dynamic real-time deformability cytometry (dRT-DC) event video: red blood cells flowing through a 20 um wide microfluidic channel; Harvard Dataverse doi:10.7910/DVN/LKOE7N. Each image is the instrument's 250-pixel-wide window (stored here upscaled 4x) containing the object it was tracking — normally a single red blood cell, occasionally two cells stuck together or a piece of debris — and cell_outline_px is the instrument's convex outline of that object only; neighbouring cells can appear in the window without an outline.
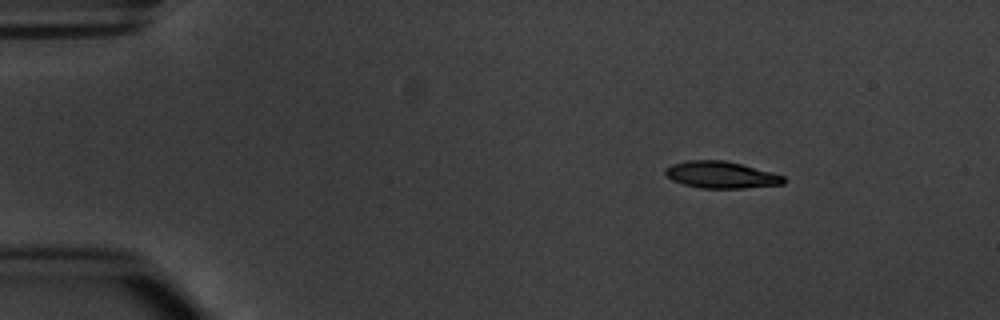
{"species": "common noctule bat (a hibernating species)", "species_latin": "Nyctalus noctula", "temperature_condition": "warm", "stored_images_in_passage": 4, "segment_of_instrument_passage": [1, 2], "camera_frame_rate_fps": 3000, "um_per_image_px": 0.085, "animal": {"sex": "male", "body_mass_g": 20.1, "forearm_length_mm": 53.5}, "frame": {"image": 1, "passage_image": 1, "time_ms": 0.0, "image_size_px": [1000, 320], "cell_outline_px": [[784, 184], [744, 188], [700, 188], [684, 184], [672, 180], [664, 172], [664, 168], [672, 164], [688, 160], [724, 160], [772, 172], [784, 176]], "centroid_in_image_um": [61.27, 14.86], "position_along_channel_um": 23.7, "area_um2": 18.38}}